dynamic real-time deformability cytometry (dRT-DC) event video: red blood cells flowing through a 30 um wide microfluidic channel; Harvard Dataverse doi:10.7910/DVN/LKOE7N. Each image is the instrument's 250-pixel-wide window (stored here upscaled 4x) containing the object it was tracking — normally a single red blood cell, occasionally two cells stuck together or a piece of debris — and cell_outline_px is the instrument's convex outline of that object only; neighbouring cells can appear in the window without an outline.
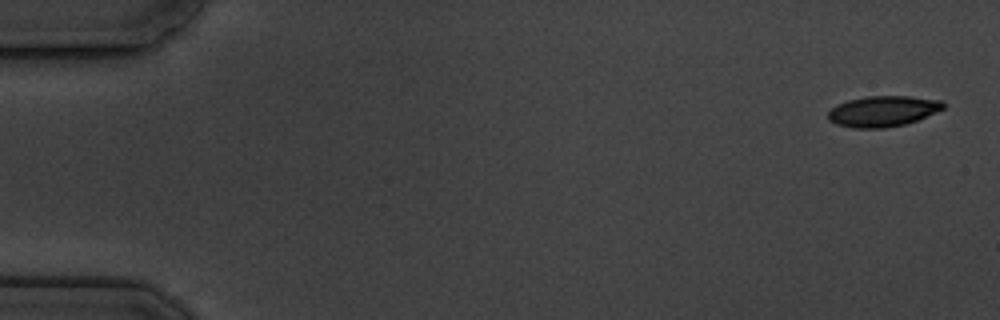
{"species": "common noctule bat (a hibernating species)", "species_latin": "Nyctalus noctula", "temperature_condition": "cold", "stored_images_in_passage": 8, "camera_frame_rate_fps": 3000, "um_per_image_px": 0.085, "animal": {"sex": "male", "body_mass_g": 19.5, "forearm_length_mm": 54.6}, "frame": {"image": 1, "passage_image": 1, "time_ms": 0.0, "image_size_px": [1000, 320], "cell_outline_px": [[944, 108], [916, 120], [904, 124], [884, 128], [852, 128], [836, 124], [828, 120], [828, 112], [836, 104], [848, 100], [868, 96], [908, 96], [940, 100], [944, 104]], "centroid_in_image_um": [74.99, 9.45], "position_along_channel_um": 10.0, "area_um2": 20.46}}
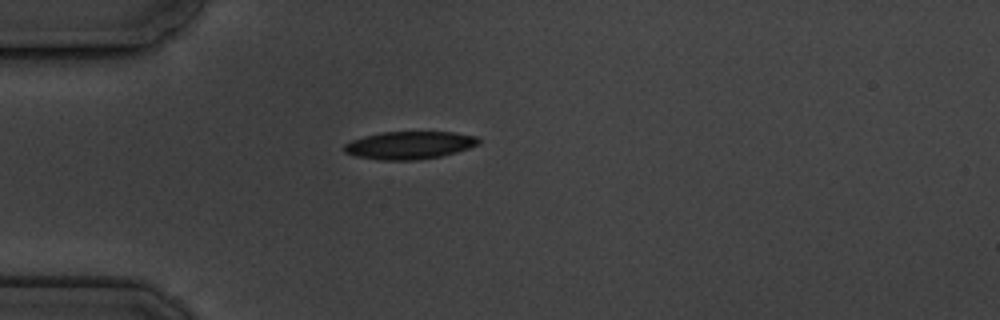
{"frame": {"image": 2, "passage_image": 5, "time_ms": 4.667, "image_size_px": [1000, 320], "cell_outline_px": [[480, 144], [456, 152], [440, 156], [416, 160], [380, 160], [356, 156], [344, 152], [344, 144], [352, 140], [364, 136], [384, 132], [452, 132], [476, 136], [480, 140]], "centroid_in_image_um": [34.8, 12.34], "position_along_channel_um": 50.2, "area_um2": 21.62}}
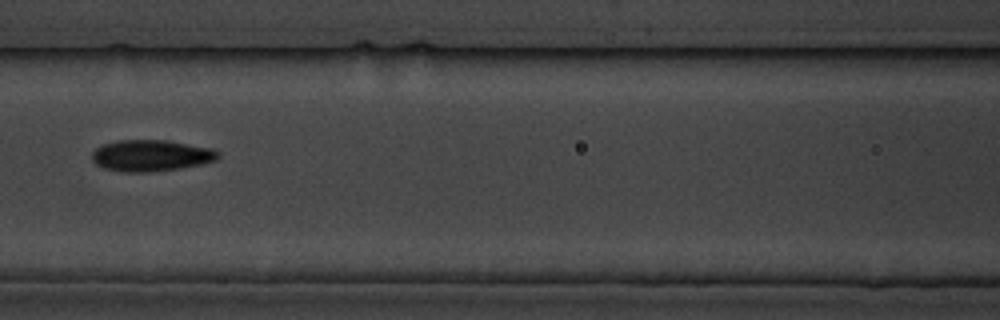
{"frame": {"image": 3, "passage_image": 8, "time_ms": 8.0, "image_size_px": [1000, 320], "cell_outline_px": [[220, 156], [216, 160], [200, 164], [180, 168], [144, 172], [124, 172], [104, 168], [96, 164], [92, 160], [92, 152], [96, 148], [104, 144], [120, 140], [164, 140], [212, 148], [220, 152]], "centroid_in_image_um": [12.84, 13.22], "position_along_channel_um": 153.8, "area_um2": 22.89}}